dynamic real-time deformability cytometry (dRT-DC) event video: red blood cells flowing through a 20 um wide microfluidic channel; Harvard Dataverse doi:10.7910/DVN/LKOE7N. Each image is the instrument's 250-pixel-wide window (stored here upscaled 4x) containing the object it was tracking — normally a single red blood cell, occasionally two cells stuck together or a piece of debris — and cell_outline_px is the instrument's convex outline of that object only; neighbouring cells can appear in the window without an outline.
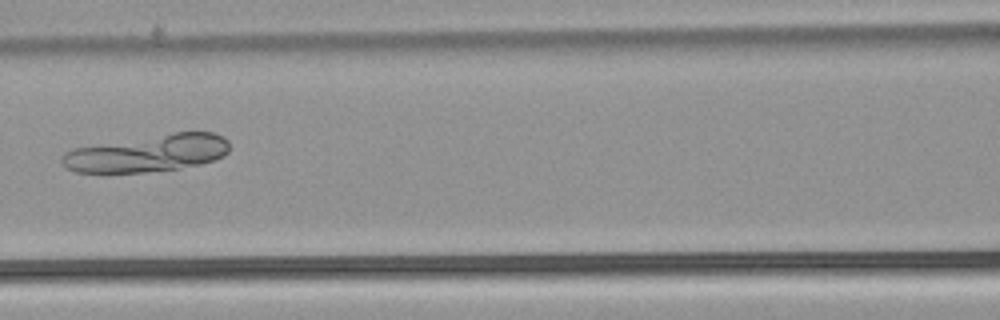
{"species": "common noctule bat (a hibernating species)", "species_latin": "Nyctalus noctula", "temperature_condition": "warm", "stored_images_in_passage": 7, "camera_frame_rate_fps": 3000, "um_per_image_px": 0.085, "animal": {"sex": "male", "body_mass_g": 21.5, "forearm_length_mm": 52.0}, "frame": {"image": 1, "passage_image": 7, "time_ms": 2.0, "image_size_px": [1000, 320], "cell_outline_px": [[228, 152], [224, 156], [200, 164], [180, 168], [144, 172], [76, 172], [64, 168], [60, 160], [60, 156], [64, 152], [72, 148], [176, 132], [212, 132], [224, 136], [228, 140]], "centroid_in_image_um": [12.52, 13.03], "position_along_channel_um": 154.1, "area_um2": 36.13}}